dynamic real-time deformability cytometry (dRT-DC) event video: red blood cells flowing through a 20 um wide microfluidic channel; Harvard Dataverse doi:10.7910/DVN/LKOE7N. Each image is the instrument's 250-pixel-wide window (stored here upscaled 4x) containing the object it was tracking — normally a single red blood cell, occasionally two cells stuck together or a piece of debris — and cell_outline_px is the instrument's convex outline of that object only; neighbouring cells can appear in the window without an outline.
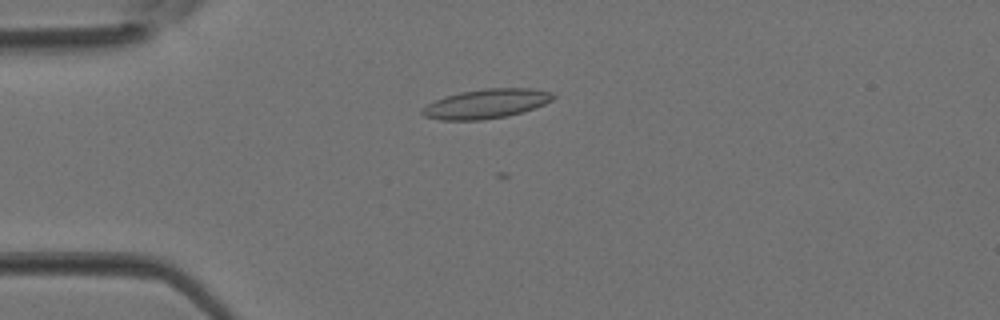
{"species": "Egyptian fruit bat (a non-hibernating species)", "species_latin": "Rousettus aegyptiacus", "temperature_condition": "room temperature", "stored_images_in_passage": 2, "camera_frame_rate_fps": 3000, "um_per_image_px": 0.085, "animal": {"sex": "female"}, "frame": {"image": 1, "passage_image": 2, "time_ms": 0.333, "image_size_px": [1000, 320], "cell_outline_px": [[556, 96], [552, 100], [544, 104], [524, 112], [508, 116], [484, 120], [440, 120], [424, 116], [420, 112], [420, 108], [444, 96], [460, 92], [488, 88], [532, 88], [552, 92]], "centroid_in_image_um": [41.33, 8.82], "position_along_channel_um": 43.7, "area_um2": 22.6}}